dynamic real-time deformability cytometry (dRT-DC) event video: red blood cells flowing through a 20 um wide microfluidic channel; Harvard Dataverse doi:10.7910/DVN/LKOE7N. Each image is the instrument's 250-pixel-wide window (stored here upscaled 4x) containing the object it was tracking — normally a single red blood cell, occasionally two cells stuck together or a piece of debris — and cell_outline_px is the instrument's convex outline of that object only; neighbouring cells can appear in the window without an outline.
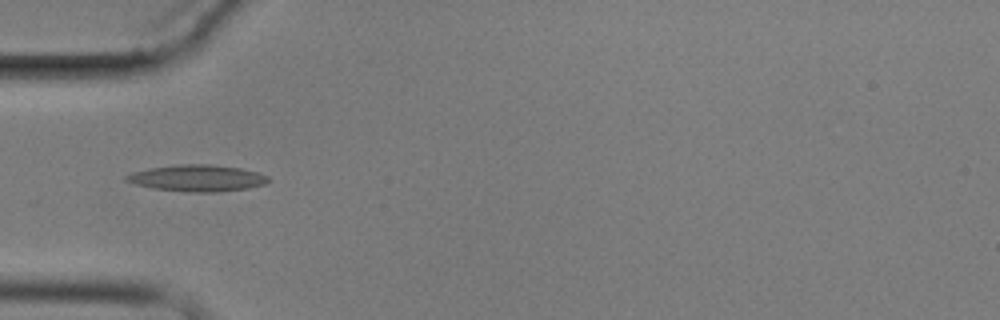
{"species": "common noctule bat (a hibernating species)", "species_latin": "Nyctalus noctula", "temperature_condition": "cold", "stored_images_in_passage": 7, "camera_frame_rate_fps": 3000, "um_per_image_px": 0.085, "animal": {"sex": "male", "body_mass_g": 17.9}, "frame": {"image": 1, "passage_image": 1, "time_ms": 0.0, "image_size_px": [1000, 320], "cell_outline_px": [[268, 180], [264, 184], [248, 188], [212, 192], [196, 192], [156, 188], [136, 184], [124, 180], [124, 176], [132, 172], [152, 168], [176, 164], [212, 164], [240, 168], [256, 172], [268, 176]], "centroid_in_image_um": [16.76, 15.12], "position_along_channel_um": 68.2, "area_um2": 21.56}}
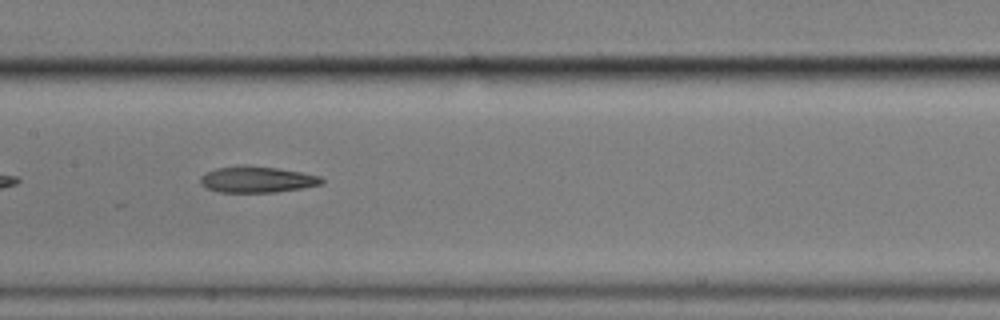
{"frame": {"image": 2, "passage_image": 4, "time_ms": 3.333, "image_size_px": [1000, 320], "cell_outline_px": [[324, 180], [320, 184], [300, 188], [276, 192], [220, 192], [208, 188], [200, 184], [200, 176], [204, 172], [216, 168], [236, 164], [248, 164], [276, 168], [300, 172], [320, 176]], "centroid_in_image_um": [21.77, 15.23], "position_along_channel_um": 185.6, "area_um2": 18.67}}
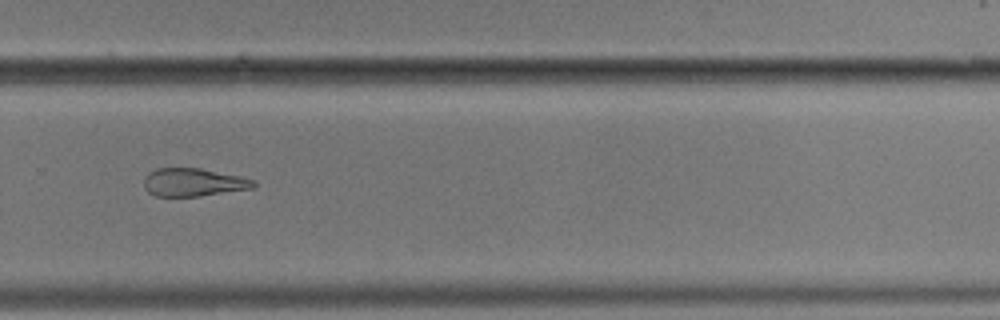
{"frame": {"image": 3, "passage_image": 7, "time_ms": 7.0, "image_size_px": [1000, 320], "cell_outline_px": [[256, 184], [252, 188], [200, 196], [156, 196], [148, 192], [144, 188], [144, 176], [148, 172], [156, 168], [200, 168], [240, 176], [256, 180]], "centroid_in_image_um": [16.41, 15.49], "position_along_channel_um": 313.4, "area_um2": 17.98}}